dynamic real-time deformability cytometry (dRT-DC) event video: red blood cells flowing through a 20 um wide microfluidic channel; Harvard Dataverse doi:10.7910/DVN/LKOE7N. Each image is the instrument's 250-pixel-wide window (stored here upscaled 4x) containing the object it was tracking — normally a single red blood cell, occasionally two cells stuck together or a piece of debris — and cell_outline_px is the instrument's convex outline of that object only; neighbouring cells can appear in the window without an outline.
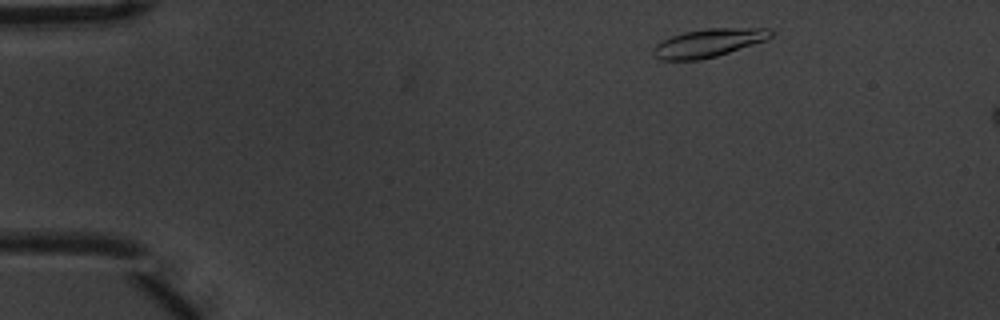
{"species": "common noctule bat (a hibernating species)", "species_latin": "Nyctalus noctula", "temperature_condition": "warm", "stored_images_in_passage": 3, "camera_frame_rate_fps": 3000, "um_per_image_px": 0.085, "animal": {"sex": "male", "body_mass_g": 20.1, "forearm_length_mm": 53.5}, "frame": {"image": 1, "passage_image": 1, "time_ms": 0.0, "image_size_px": [1000, 320], "cell_outline_px": [[772, 36], [768, 40], [716, 56], [700, 60], [660, 60], [652, 56], [652, 48], [656, 44], [672, 36], [684, 32], [708, 28], [768, 28], [772, 32]], "centroid_in_image_um": [60.21, 3.65], "position_along_channel_um": 24.8, "area_um2": 19.42}}